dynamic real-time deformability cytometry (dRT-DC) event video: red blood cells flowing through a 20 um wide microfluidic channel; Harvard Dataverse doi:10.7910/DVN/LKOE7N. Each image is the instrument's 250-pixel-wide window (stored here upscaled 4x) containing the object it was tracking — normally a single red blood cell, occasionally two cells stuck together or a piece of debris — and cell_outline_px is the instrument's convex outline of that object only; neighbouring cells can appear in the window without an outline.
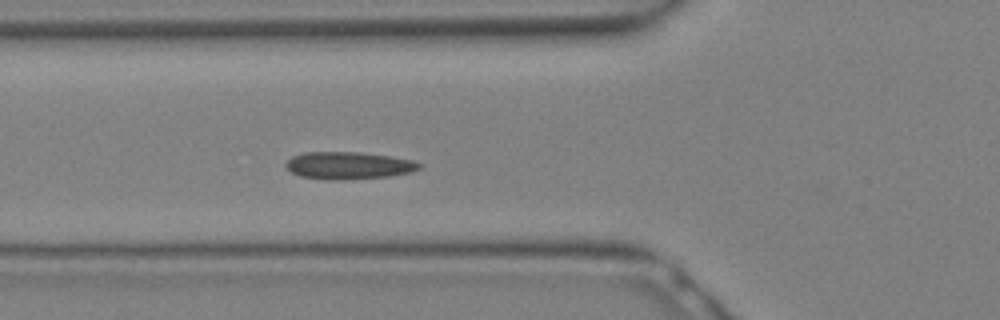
{"species": "Egyptian fruit bat (a non-hibernating species)", "species_latin": "Rousettus aegyptiacus", "temperature_condition": "warm", "stored_images_in_passage": 25, "segment_of_instrument_passage": [1, 2], "camera_frame_rate_fps": 3000, "um_per_image_px": 0.085, "animal": {"sex": "female"}, "frame": {"image": 1, "passage_image": 5, "time_ms": 1.333, "image_size_px": [1000, 320], "cell_outline_px": [[424, 164], [420, 168], [412, 172], [388, 176], [336, 180], [332, 180], [300, 176], [292, 172], [284, 164], [292, 156], [304, 152], [360, 152], [388, 156], [412, 160]], "centroid_in_image_um": [29.63, 14.06], "position_along_channel_um": 96.2, "area_um2": 21.1}}
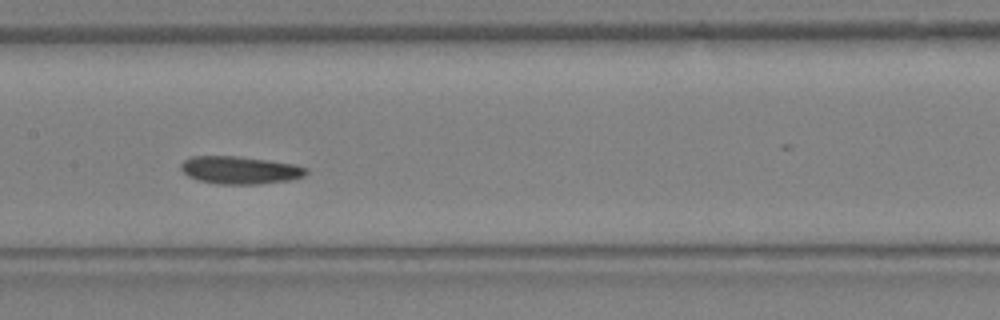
{"frame": {"image": 2, "passage_image": 9, "time_ms": 2.667, "image_size_px": [1000, 320], "cell_outline_px": [[308, 172], [304, 176], [288, 180], [256, 184], [216, 184], [196, 180], [188, 176], [180, 168], [180, 164], [184, 160], [192, 156], [236, 156], [268, 160], [292, 164], [308, 168]], "centroid_in_image_um": [20.36, 14.46], "position_along_channel_um": 187.0, "area_um2": 20.17}}
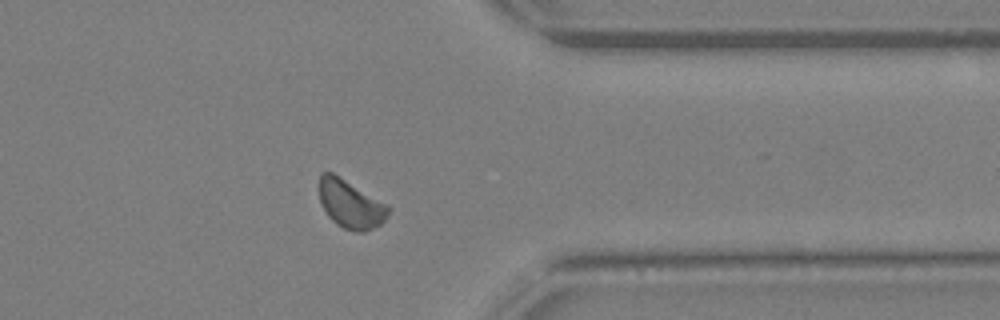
{"frame": {"image": 3, "passage_image": 18, "time_ms": 5.667, "image_size_px": [1000, 320], "cell_outline_px": [[392, 208], [388, 216], [380, 224], [364, 232], [356, 232], [344, 228], [336, 224], [328, 216], [320, 200], [316, 184], [320, 172], [332, 172], [388, 204]], "centroid_in_image_um": [29.77, 17.32], "position_along_channel_um": 381.6, "area_um2": 19.83}}